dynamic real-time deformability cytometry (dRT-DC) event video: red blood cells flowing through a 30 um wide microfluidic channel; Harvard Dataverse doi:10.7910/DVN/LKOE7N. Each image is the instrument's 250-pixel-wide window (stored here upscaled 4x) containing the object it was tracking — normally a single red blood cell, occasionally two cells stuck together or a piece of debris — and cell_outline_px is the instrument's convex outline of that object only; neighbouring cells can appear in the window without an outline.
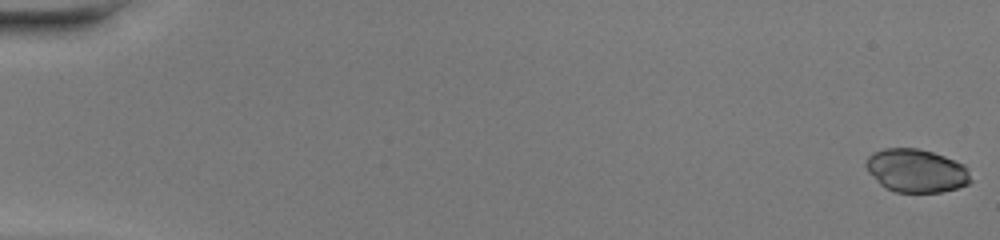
{"species": "common noctule bat (a hibernating species)", "species_latin": "Nyctalus noctula", "temperature_condition": "warm", "stored_images_in_passage": 49, "camera_frame_rate_fps": 3000, "um_per_image_px": 0.085, "animal": {"sex": "female", "body_mass_g": 20.0, "forearm_length_mm": 54.0}, "frame": {"image": 1, "passage_image": 1, "time_ms": 0.0, "image_size_px": [1000, 240], "cell_outline_px": [[972, 180], [968, 184], [956, 188], [940, 192], [896, 192], [880, 184], [868, 172], [864, 164], [868, 156], [872, 152], [884, 148], [920, 148], [944, 156], [964, 164], [968, 168]], "centroid_in_image_um": [77.88, 14.49], "position_along_channel_um": 7.1, "area_um2": 26.53}}
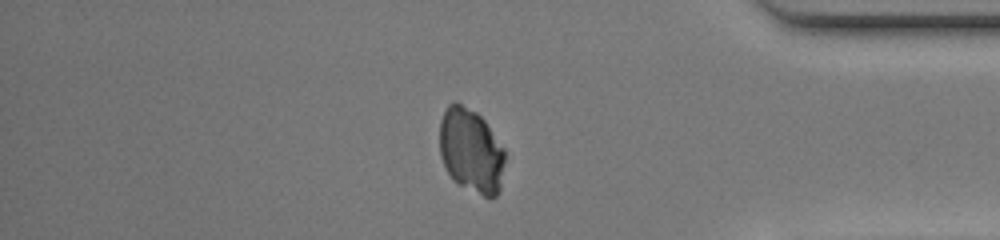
{"frame": {"image": 2, "passage_image": 42, "time_ms": 13.667, "image_size_px": [1000, 240], "cell_outline_px": [[504, 164], [500, 188], [496, 196], [484, 196], [452, 180], [440, 156], [440, 120], [448, 104], [452, 100], [456, 100], [476, 112], [484, 120], [504, 148]], "centroid_in_image_um": [40.02, 12.76], "position_along_channel_um": 395.2, "area_um2": 31.96}}
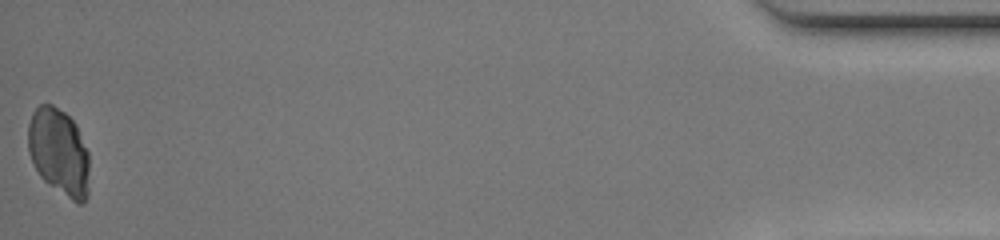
{"frame": {"image": 3, "passage_image": 49, "time_ms": 16.0, "image_size_px": [1000, 240], "cell_outline_px": [[88, 196], [84, 204], [76, 204], [48, 184], [40, 176], [28, 152], [28, 124], [32, 112], [40, 104], [52, 104], [64, 112], [76, 124], [88, 152]], "centroid_in_image_um": [5.01, 12.93], "position_along_channel_um": 430.2, "area_um2": 31.21}}